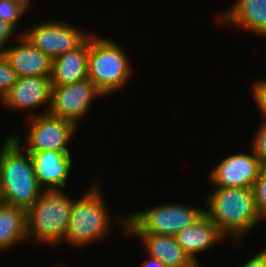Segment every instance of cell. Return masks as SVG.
Instances as JSON below:
<instances>
[{"mask_svg": "<svg viewBox=\"0 0 266 267\" xmlns=\"http://www.w3.org/2000/svg\"><path fill=\"white\" fill-rule=\"evenodd\" d=\"M18 76L3 54H0V95H6L17 82Z\"/></svg>", "mask_w": 266, "mask_h": 267, "instance_id": "d6986e66", "label": "cell"}, {"mask_svg": "<svg viewBox=\"0 0 266 267\" xmlns=\"http://www.w3.org/2000/svg\"><path fill=\"white\" fill-rule=\"evenodd\" d=\"M104 94L89 79L62 86H52V116L70 121L78 127V121L88 112L94 97Z\"/></svg>", "mask_w": 266, "mask_h": 267, "instance_id": "9c48e42d", "label": "cell"}, {"mask_svg": "<svg viewBox=\"0 0 266 267\" xmlns=\"http://www.w3.org/2000/svg\"><path fill=\"white\" fill-rule=\"evenodd\" d=\"M28 241L27 210L0 202V251Z\"/></svg>", "mask_w": 266, "mask_h": 267, "instance_id": "ac0fdd59", "label": "cell"}, {"mask_svg": "<svg viewBox=\"0 0 266 267\" xmlns=\"http://www.w3.org/2000/svg\"><path fill=\"white\" fill-rule=\"evenodd\" d=\"M148 258L150 259H147L142 265V267H168L162 261L155 257L149 256Z\"/></svg>", "mask_w": 266, "mask_h": 267, "instance_id": "484cf974", "label": "cell"}, {"mask_svg": "<svg viewBox=\"0 0 266 267\" xmlns=\"http://www.w3.org/2000/svg\"><path fill=\"white\" fill-rule=\"evenodd\" d=\"M88 38L75 50L52 60L51 84L62 86L88 79Z\"/></svg>", "mask_w": 266, "mask_h": 267, "instance_id": "9a60e30c", "label": "cell"}, {"mask_svg": "<svg viewBox=\"0 0 266 267\" xmlns=\"http://www.w3.org/2000/svg\"><path fill=\"white\" fill-rule=\"evenodd\" d=\"M18 137L12 133L0 148V202L28 210L44 190Z\"/></svg>", "mask_w": 266, "mask_h": 267, "instance_id": "6da1fadb", "label": "cell"}, {"mask_svg": "<svg viewBox=\"0 0 266 267\" xmlns=\"http://www.w3.org/2000/svg\"><path fill=\"white\" fill-rule=\"evenodd\" d=\"M28 153L31 155L34 174L44 191L66 187L72 167L71 154L55 150Z\"/></svg>", "mask_w": 266, "mask_h": 267, "instance_id": "7c38bea8", "label": "cell"}, {"mask_svg": "<svg viewBox=\"0 0 266 267\" xmlns=\"http://www.w3.org/2000/svg\"><path fill=\"white\" fill-rule=\"evenodd\" d=\"M19 44L7 47L3 55L18 77L51 76L52 59L36 48L24 35L17 37Z\"/></svg>", "mask_w": 266, "mask_h": 267, "instance_id": "4fadbf2b", "label": "cell"}, {"mask_svg": "<svg viewBox=\"0 0 266 267\" xmlns=\"http://www.w3.org/2000/svg\"><path fill=\"white\" fill-rule=\"evenodd\" d=\"M51 76L18 77L12 89L3 96L2 103L13 110H28L48 104L50 111L52 84Z\"/></svg>", "mask_w": 266, "mask_h": 267, "instance_id": "8fae6325", "label": "cell"}, {"mask_svg": "<svg viewBox=\"0 0 266 267\" xmlns=\"http://www.w3.org/2000/svg\"><path fill=\"white\" fill-rule=\"evenodd\" d=\"M175 237L183 251L198 266L197 253L207 251L220 239L225 238L218 226L206 214L201 216L193 225L179 231Z\"/></svg>", "mask_w": 266, "mask_h": 267, "instance_id": "5bb4252c", "label": "cell"}, {"mask_svg": "<svg viewBox=\"0 0 266 267\" xmlns=\"http://www.w3.org/2000/svg\"><path fill=\"white\" fill-rule=\"evenodd\" d=\"M11 1L25 11L28 9L30 5V0H11Z\"/></svg>", "mask_w": 266, "mask_h": 267, "instance_id": "4316f807", "label": "cell"}, {"mask_svg": "<svg viewBox=\"0 0 266 267\" xmlns=\"http://www.w3.org/2000/svg\"><path fill=\"white\" fill-rule=\"evenodd\" d=\"M125 51L112 40L88 37V79L104 94L122 89L131 76Z\"/></svg>", "mask_w": 266, "mask_h": 267, "instance_id": "5b68a950", "label": "cell"}, {"mask_svg": "<svg viewBox=\"0 0 266 267\" xmlns=\"http://www.w3.org/2000/svg\"><path fill=\"white\" fill-rule=\"evenodd\" d=\"M95 184L83 197L73 201L70 211L65 241L77 247H85L95 240L107 237L110 231L111 214L103 200L99 184Z\"/></svg>", "mask_w": 266, "mask_h": 267, "instance_id": "277c9868", "label": "cell"}, {"mask_svg": "<svg viewBox=\"0 0 266 267\" xmlns=\"http://www.w3.org/2000/svg\"><path fill=\"white\" fill-rule=\"evenodd\" d=\"M220 18L223 23L266 37V0H239Z\"/></svg>", "mask_w": 266, "mask_h": 267, "instance_id": "2e32d148", "label": "cell"}, {"mask_svg": "<svg viewBox=\"0 0 266 267\" xmlns=\"http://www.w3.org/2000/svg\"><path fill=\"white\" fill-rule=\"evenodd\" d=\"M205 209L184 206L180 203L159 205L151 209L122 215L117 218L125 234H158L176 236L184 228L193 225Z\"/></svg>", "mask_w": 266, "mask_h": 267, "instance_id": "8992f818", "label": "cell"}, {"mask_svg": "<svg viewBox=\"0 0 266 267\" xmlns=\"http://www.w3.org/2000/svg\"><path fill=\"white\" fill-rule=\"evenodd\" d=\"M73 201L62 189L44 191L27 210V237L40 244L64 242Z\"/></svg>", "mask_w": 266, "mask_h": 267, "instance_id": "3957f363", "label": "cell"}, {"mask_svg": "<svg viewBox=\"0 0 266 267\" xmlns=\"http://www.w3.org/2000/svg\"><path fill=\"white\" fill-rule=\"evenodd\" d=\"M31 113L29 131L26 133L27 152L55 150L70 154L68 145L76 133L77 126L67 120L52 116L46 111L38 115Z\"/></svg>", "mask_w": 266, "mask_h": 267, "instance_id": "52a82bcc", "label": "cell"}, {"mask_svg": "<svg viewBox=\"0 0 266 267\" xmlns=\"http://www.w3.org/2000/svg\"><path fill=\"white\" fill-rule=\"evenodd\" d=\"M204 213L218 226L220 232L239 242L240 238L261 222L252 187H215L208 196Z\"/></svg>", "mask_w": 266, "mask_h": 267, "instance_id": "7a4b0ae2", "label": "cell"}, {"mask_svg": "<svg viewBox=\"0 0 266 267\" xmlns=\"http://www.w3.org/2000/svg\"><path fill=\"white\" fill-rule=\"evenodd\" d=\"M252 188L257 212L264 220L266 219V176L262 172Z\"/></svg>", "mask_w": 266, "mask_h": 267, "instance_id": "44dd1931", "label": "cell"}, {"mask_svg": "<svg viewBox=\"0 0 266 267\" xmlns=\"http://www.w3.org/2000/svg\"><path fill=\"white\" fill-rule=\"evenodd\" d=\"M15 30L10 24L0 18V54L7 48L6 44L15 36Z\"/></svg>", "mask_w": 266, "mask_h": 267, "instance_id": "cb8c5ba5", "label": "cell"}, {"mask_svg": "<svg viewBox=\"0 0 266 267\" xmlns=\"http://www.w3.org/2000/svg\"><path fill=\"white\" fill-rule=\"evenodd\" d=\"M261 172L266 176V161L262 162V171Z\"/></svg>", "mask_w": 266, "mask_h": 267, "instance_id": "83f0119b", "label": "cell"}, {"mask_svg": "<svg viewBox=\"0 0 266 267\" xmlns=\"http://www.w3.org/2000/svg\"><path fill=\"white\" fill-rule=\"evenodd\" d=\"M241 267H266V249L250 257Z\"/></svg>", "mask_w": 266, "mask_h": 267, "instance_id": "d4e9b609", "label": "cell"}, {"mask_svg": "<svg viewBox=\"0 0 266 267\" xmlns=\"http://www.w3.org/2000/svg\"><path fill=\"white\" fill-rule=\"evenodd\" d=\"M25 12V10L14 4L11 0H0V18L10 24L15 30L20 17Z\"/></svg>", "mask_w": 266, "mask_h": 267, "instance_id": "ffe728a7", "label": "cell"}, {"mask_svg": "<svg viewBox=\"0 0 266 267\" xmlns=\"http://www.w3.org/2000/svg\"><path fill=\"white\" fill-rule=\"evenodd\" d=\"M36 48L52 60L78 48L90 35L77 27L57 21L41 22L21 32Z\"/></svg>", "mask_w": 266, "mask_h": 267, "instance_id": "ba28073f", "label": "cell"}, {"mask_svg": "<svg viewBox=\"0 0 266 267\" xmlns=\"http://www.w3.org/2000/svg\"><path fill=\"white\" fill-rule=\"evenodd\" d=\"M262 171V162L251 149V154L236 153L225 157L210 172V180L215 187H252Z\"/></svg>", "mask_w": 266, "mask_h": 267, "instance_id": "30bf717a", "label": "cell"}, {"mask_svg": "<svg viewBox=\"0 0 266 267\" xmlns=\"http://www.w3.org/2000/svg\"><path fill=\"white\" fill-rule=\"evenodd\" d=\"M252 151L261 161H266V122H262L252 138Z\"/></svg>", "mask_w": 266, "mask_h": 267, "instance_id": "7402d4cb", "label": "cell"}, {"mask_svg": "<svg viewBox=\"0 0 266 267\" xmlns=\"http://www.w3.org/2000/svg\"><path fill=\"white\" fill-rule=\"evenodd\" d=\"M140 237L149 256L162 261L168 267H198L183 251L176 237L158 234H126Z\"/></svg>", "mask_w": 266, "mask_h": 267, "instance_id": "e0dca14e", "label": "cell"}, {"mask_svg": "<svg viewBox=\"0 0 266 267\" xmlns=\"http://www.w3.org/2000/svg\"><path fill=\"white\" fill-rule=\"evenodd\" d=\"M252 94L262 114L263 122H266V79L255 81L252 86Z\"/></svg>", "mask_w": 266, "mask_h": 267, "instance_id": "603a6c76", "label": "cell"}]
</instances>
